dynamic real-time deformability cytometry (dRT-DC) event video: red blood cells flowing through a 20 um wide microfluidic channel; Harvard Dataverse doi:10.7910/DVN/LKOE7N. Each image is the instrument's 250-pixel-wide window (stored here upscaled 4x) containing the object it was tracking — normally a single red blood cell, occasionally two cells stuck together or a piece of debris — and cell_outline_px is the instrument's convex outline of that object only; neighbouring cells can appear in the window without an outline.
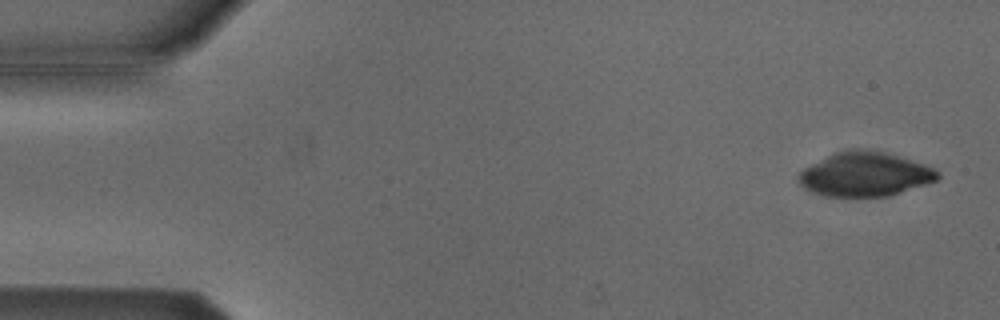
{"species": "Egyptian fruit bat (a non-hibernating species)", "species_latin": "Rousettus aegyptiacus", "temperature_condition": "cold", "stored_images_in_passage": 4, "camera_frame_rate_fps": 3000, "um_per_image_px": 0.085, "animal": {"sex": "male"}, "frame": {"image": 1, "passage_image": 1, "time_ms": 0.0, "image_size_px": [1000, 320], "cell_outline_px": [[940, 176], [936, 180], [888, 196], [824, 196], [812, 192], [804, 188], [800, 184], [796, 176], [804, 168], [836, 152], [856, 148], [880, 152], [896, 156], [932, 168], [940, 172]], "centroid_in_image_um": [73.46, 14.83], "position_along_channel_um": 11.5, "area_um2": 34.97}}